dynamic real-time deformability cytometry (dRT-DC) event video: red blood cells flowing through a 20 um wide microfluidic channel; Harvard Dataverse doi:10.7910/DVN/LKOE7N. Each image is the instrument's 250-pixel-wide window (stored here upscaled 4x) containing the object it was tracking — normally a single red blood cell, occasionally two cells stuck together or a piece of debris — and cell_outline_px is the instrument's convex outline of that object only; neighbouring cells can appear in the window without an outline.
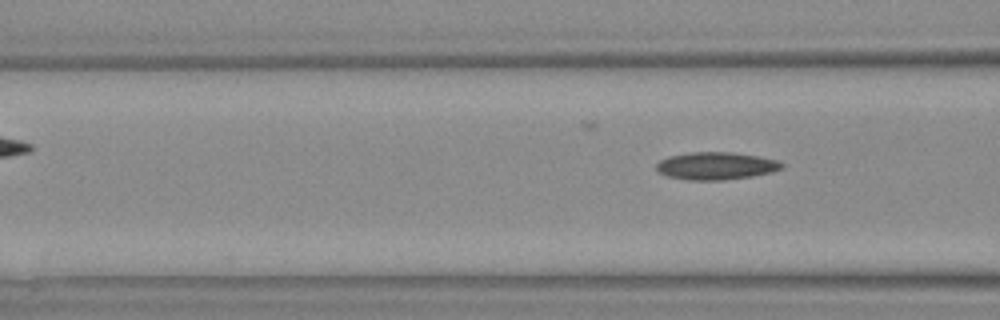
{"species": "Egyptian fruit bat (a non-hibernating species)", "species_latin": "Rousettus aegyptiacus", "temperature_condition": "warm", "stored_images_in_passage": 7, "camera_frame_rate_fps": 3000, "um_per_image_px": 0.085, "animal": {"sex": "female"}, "frame": {"image": 1, "passage_image": 7, "time_ms": 8.0, "image_size_px": [1000, 320], "cell_outline_px": [[784, 168], [772, 172], [752, 176], [724, 180], [692, 180], [668, 176], [660, 172], [656, 168], [656, 164], [660, 160], [668, 156], [692, 152], [732, 152], [756, 156], [776, 160], [784, 164]], "centroid_in_image_um": [60.87, 14.1], "position_along_channel_um": 105.7, "area_um2": 20.0}}